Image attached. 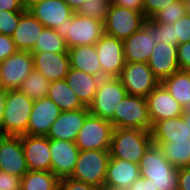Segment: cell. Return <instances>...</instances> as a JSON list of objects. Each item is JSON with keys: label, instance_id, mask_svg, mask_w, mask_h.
Returning a JSON list of instances; mask_svg holds the SVG:
<instances>
[{"label": "cell", "instance_id": "cell-42", "mask_svg": "<svg viewBox=\"0 0 190 190\" xmlns=\"http://www.w3.org/2000/svg\"><path fill=\"white\" fill-rule=\"evenodd\" d=\"M179 70L190 71V41L177 45Z\"/></svg>", "mask_w": 190, "mask_h": 190}, {"label": "cell", "instance_id": "cell-10", "mask_svg": "<svg viewBox=\"0 0 190 190\" xmlns=\"http://www.w3.org/2000/svg\"><path fill=\"white\" fill-rule=\"evenodd\" d=\"M119 78L128 95L145 98L161 83L145 62H126Z\"/></svg>", "mask_w": 190, "mask_h": 190}, {"label": "cell", "instance_id": "cell-52", "mask_svg": "<svg viewBox=\"0 0 190 190\" xmlns=\"http://www.w3.org/2000/svg\"><path fill=\"white\" fill-rule=\"evenodd\" d=\"M183 113L184 114H190V102L184 106Z\"/></svg>", "mask_w": 190, "mask_h": 190}, {"label": "cell", "instance_id": "cell-15", "mask_svg": "<svg viewBox=\"0 0 190 190\" xmlns=\"http://www.w3.org/2000/svg\"><path fill=\"white\" fill-rule=\"evenodd\" d=\"M21 141L28 170L51 171L50 139L25 134Z\"/></svg>", "mask_w": 190, "mask_h": 190}, {"label": "cell", "instance_id": "cell-6", "mask_svg": "<svg viewBox=\"0 0 190 190\" xmlns=\"http://www.w3.org/2000/svg\"><path fill=\"white\" fill-rule=\"evenodd\" d=\"M114 129L136 128L151 131L152 122L149 116L145 97L126 95L116 108L110 120Z\"/></svg>", "mask_w": 190, "mask_h": 190}, {"label": "cell", "instance_id": "cell-19", "mask_svg": "<svg viewBox=\"0 0 190 190\" xmlns=\"http://www.w3.org/2000/svg\"><path fill=\"white\" fill-rule=\"evenodd\" d=\"M44 27L56 29L74 14L64 0H42L27 9Z\"/></svg>", "mask_w": 190, "mask_h": 190}, {"label": "cell", "instance_id": "cell-7", "mask_svg": "<svg viewBox=\"0 0 190 190\" xmlns=\"http://www.w3.org/2000/svg\"><path fill=\"white\" fill-rule=\"evenodd\" d=\"M126 95L127 91L119 77L101 79L94 100L88 107L90 114L110 121Z\"/></svg>", "mask_w": 190, "mask_h": 190}, {"label": "cell", "instance_id": "cell-41", "mask_svg": "<svg viewBox=\"0 0 190 190\" xmlns=\"http://www.w3.org/2000/svg\"><path fill=\"white\" fill-rule=\"evenodd\" d=\"M17 51L18 49L16 48L12 37L0 34V63L15 54Z\"/></svg>", "mask_w": 190, "mask_h": 190}, {"label": "cell", "instance_id": "cell-31", "mask_svg": "<svg viewBox=\"0 0 190 190\" xmlns=\"http://www.w3.org/2000/svg\"><path fill=\"white\" fill-rule=\"evenodd\" d=\"M59 179L51 171L28 170L20 190H58Z\"/></svg>", "mask_w": 190, "mask_h": 190}, {"label": "cell", "instance_id": "cell-24", "mask_svg": "<svg viewBox=\"0 0 190 190\" xmlns=\"http://www.w3.org/2000/svg\"><path fill=\"white\" fill-rule=\"evenodd\" d=\"M44 26L28 10L20 17L12 37L18 51H32Z\"/></svg>", "mask_w": 190, "mask_h": 190}, {"label": "cell", "instance_id": "cell-12", "mask_svg": "<svg viewBox=\"0 0 190 190\" xmlns=\"http://www.w3.org/2000/svg\"><path fill=\"white\" fill-rule=\"evenodd\" d=\"M0 69L4 90H18L34 69L32 53L17 51L0 63Z\"/></svg>", "mask_w": 190, "mask_h": 190}, {"label": "cell", "instance_id": "cell-40", "mask_svg": "<svg viewBox=\"0 0 190 190\" xmlns=\"http://www.w3.org/2000/svg\"><path fill=\"white\" fill-rule=\"evenodd\" d=\"M58 190H99V188L68 177L59 180Z\"/></svg>", "mask_w": 190, "mask_h": 190}, {"label": "cell", "instance_id": "cell-47", "mask_svg": "<svg viewBox=\"0 0 190 190\" xmlns=\"http://www.w3.org/2000/svg\"><path fill=\"white\" fill-rule=\"evenodd\" d=\"M129 190H154L150 179L139 177L129 188Z\"/></svg>", "mask_w": 190, "mask_h": 190}, {"label": "cell", "instance_id": "cell-50", "mask_svg": "<svg viewBox=\"0 0 190 190\" xmlns=\"http://www.w3.org/2000/svg\"><path fill=\"white\" fill-rule=\"evenodd\" d=\"M23 6L27 10L31 5L35 4L36 2L42 1V0H21Z\"/></svg>", "mask_w": 190, "mask_h": 190}, {"label": "cell", "instance_id": "cell-14", "mask_svg": "<svg viewBox=\"0 0 190 190\" xmlns=\"http://www.w3.org/2000/svg\"><path fill=\"white\" fill-rule=\"evenodd\" d=\"M51 172L60 180L71 177L80 153L75 142L50 139Z\"/></svg>", "mask_w": 190, "mask_h": 190}, {"label": "cell", "instance_id": "cell-9", "mask_svg": "<svg viewBox=\"0 0 190 190\" xmlns=\"http://www.w3.org/2000/svg\"><path fill=\"white\" fill-rule=\"evenodd\" d=\"M146 18L141 11L111 4L104 25V33L124 40L137 32L145 23Z\"/></svg>", "mask_w": 190, "mask_h": 190}, {"label": "cell", "instance_id": "cell-16", "mask_svg": "<svg viewBox=\"0 0 190 190\" xmlns=\"http://www.w3.org/2000/svg\"><path fill=\"white\" fill-rule=\"evenodd\" d=\"M90 114L88 107L61 112L50 127L47 137L55 140L75 142L79 130Z\"/></svg>", "mask_w": 190, "mask_h": 190}, {"label": "cell", "instance_id": "cell-13", "mask_svg": "<svg viewBox=\"0 0 190 190\" xmlns=\"http://www.w3.org/2000/svg\"><path fill=\"white\" fill-rule=\"evenodd\" d=\"M0 171L21 178L28 172L21 136L0 135Z\"/></svg>", "mask_w": 190, "mask_h": 190}, {"label": "cell", "instance_id": "cell-44", "mask_svg": "<svg viewBox=\"0 0 190 190\" xmlns=\"http://www.w3.org/2000/svg\"><path fill=\"white\" fill-rule=\"evenodd\" d=\"M177 190H190V167L178 168Z\"/></svg>", "mask_w": 190, "mask_h": 190}, {"label": "cell", "instance_id": "cell-23", "mask_svg": "<svg viewBox=\"0 0 190 190\" xmlns=\"http://www.w3.org/2000/svg\"><path fill=\"white\" fill-rule=\"evenodd\" d=\"M155 43L148 30L142 26L128 38L123 40L124 57L126 62L147 63Z\"/></svg>", "mask_w": 190, "mask_h": 190}, {"label": "cell", "instance_id": "cell-20", "mask_svg": "<svg viewBox=\"0 0 190 190\" xmlns=\"http://www.w3.org/2000/svg\"><path fill=\"white\" fill-rule=\"evenodd\" d=\"M34 69L50 82L63 80L70 69L68 52H31Z\"/></svg>", "mask_w": 190, "mask_h": 190}, {"label": "cell", "instance_id": "cell-34", "mask_svg": "<svg viewBox=\"0 0 190 190\" xmlns=\"http://www.w3.org/2000/svg\"><path fill=\"white\" fill-rule=\"evenodd\" d=\"M110 5L111 0H86L78 7L75 13L104 23Z\"/></svg>", "mask_w": 190, "mask_h": 190}, {"label": "cell", "instance_id": "cell-26", "mask_svg": "<svg viewBox=\"0 0 190 190\" xmlns=\"http://www.w3.org/2000/svg\"><path fill=\"white\" fill-rule=\"evenodd\" d=\"M150 132L152 142H174L189 138L188 125L183 116L156 121Z\"/></svg>", "mask_w": 190, "mask_h": 190}, {"label": "cell", "instance_id": "cell-25", "mask_svg": "<svg viewBox=\"0 0 190 190\" xmlns=\"http://www.w3.org/2000/svg\"><path fill=\"white\" fill-rule=\"evenodd\" d=\"M65 80L74 91L81 104L89 107L95 97L101 78L70 68Z\"/></svg>", "mask_w": 190, "mask_h": 190}, {"label": "cell", "instance_id": "cell-4", "mask_svg": "<svg viewBox=\"0 0 190 190\" xmlns=\"http://www.w3.org/2000/svg\"><path fill=\"white\" fill-rule=\"evenodd\" d=\"M55 31L65 39L67 48L70 49L77 46L95 45L104 34V25L101 21L74 12Z\"/></svg>", "mask_w": 190, "mask_h": 190}, {"label": "cell", "instance_id": "cell-17", "mask_svg": "<svg viewBox=\"0 0 190 190\" xmlns=\"http://www.w3.org/2000/svg\"><path fill=\"white\" fill-rule=\"evenodd\" d=\"M147 108L152 125L159 120L183 116V107L160 83L147 97Z\"/></svg>", "mask_w": 190, "mask_h": 190}, {"label": "cell", "instance_id": "cell-11", "mask_svg": "<svg viewBox=\"0 0 190 190\" xmlns=\"http://www.w3.org/2000/svg\"><path fill=\"white\" fill-rule=\"evenodd\" d=\"M95 47L102 69V79L119 77L126 63L123 40L104 33Z\"/></svg>", "mask_w": 190, "mask_h": 190}, {"label": "cell", "instance_id": "cell-36", "mask_svg": "<svg viewBox=\"0 0 190 190\" xmlns=\"http://www.w3.org/2000/svg\"><path fill=\"white\" fill-rule=\"evenodd\" d=\"M153 37L154 43L163 42L174 45L173 24L158 23L153 18L146 19L143 25Z\"/></svg>", "mask_w": 190, "mask_h": 190}, {"label": "cell", "instance_id": "cell-49", "mask_svg": "<svg viewBox=\"0 0 190 190\" xmlns=\"http://www.w3.org/2000/svg\"><path fill=\"white\" fill-rule=\"evenodd\" d=\"M67 5H69L74 11L78 9V7L85 2L86 0H64Z\"/></svg>", "mask_w": 190, "mask_h": 190}, {"label": "cell", "instance_id": "cell-28", "mask_svg": "<svg viewBox=\"0 0 190 190\" xmlns=\"http://www.w3.org/2000/svg\"><path fill=\"white\" fill-rule=\"evenodd\" d=\"M48 98H50L62 112L83 108L74 91L65 79L50 82Z\"/></svg>", "mask_w": 190, "mask_h": 190}, {"label": "cell", "instance_id": "cell-21", "mask_svg": "<svg viewBox=\"0 0 190 190\" xmlns=\"http://www.w3.org/2000/svg\"><path fill=\"white\" fill-rule=\"evenodd\" d=\"M147 64L160 82L171 76L179 70L177 45L156 43Z\"/></svg>", "mask_w": 190, "mask_h": 190}, {"label": "cell", "instance_id": "cell-35", "mask_svg": "<svg viewBox=\"0 0 190 190\" xmlns=\"http://www.w3.org/2000/svg\"><path fill=\"white\" fill-rule=\"evenodd\" d=\"M188 13L187 0H177L162 8L152 18L158 23L173 24Z\"/></svg>", "mask_w": 190, "mask_h": 190}, {"label": "cell", "instance_id": "cell-32", "mask_svg": "<svg viewBox=\"0 0 190 190\" xmlns=\"http://www.w3.org/2000/svg\"><path fill=\"white\" fill-rule=\"evenodd\" d=\"M49 86L50 81L33 69L18 90L22 91L30 99L37 100L48 96Z\"/></svg>", "mask_w": 190, "mask_h": 190}, {"label": "cell", "instance_id": "cell-48", "mask_svg": "<svg viewBox=\"0 0 190 190\" xmlns=\"http://www.w3.org/2000/svg\"><path fill=\"white\" fill-rule=\"evenodd\" d=\"M6 103V90H0V135H1V125L3 120V111Z\"/></svg>", "mask_w": 190, "mask_h": 190}, {"label": "cell", "instance_id": "cell-27", "mask_svg": "<svg viewBox=\"0 0 190 190\" xmlns=\"http://www.w3.org/2000/svg\"><path fill=\"white\" fill-rule=\"evenodd\" d=\"M70 68L81 70L102 79V69L95 45L77 46L68 49Z\"/></svg>", "mask_w": 190, "mask_h": 190}, {"label": "cell", "instance_id": "cell-46", "mask_svg": "<svg viewBox=\"0 0 190 190\" xmlns=\"http://www.w3.org/2000/svg\"><path fill=\"white\" fill-rule=\"evenodd\" d=\"M0 10L27 11L21 0H0Z\"/></svg>", "mask_w": 190, "mask_h": 190}, {"label": "cell", "instance_id": "cell-3", "mask_svg": "<svg viewBox=\"0 0 190 190\" xmlns=\"http://www.w3.org/2000/svg\"><path fill=\"white\" fill-rule=\"evenodd\" d=\"M34 100L22 91H6V103L1 125V135L22 136L27 134Z\"/></svg>", "mask_w": 190, "mask_h": 190}, {"label": "cell", "instance_id": "cell-8", "mask_svg": "<svg viewBox=\"0 0 190 190\" xmlns=\"http://www.w3.org/2000/svg\"><path fill=\"white\" fill-rule=\"evenodd\" d=\"M113 130L110 121L89 114L77 134L75 144L79 150H109Z\"/></svg>", "mask_w": 190, "mask_h": 190}, {"label": "cell", "instance_id": "cell-51", "mask_svg": "<svg viewBox=\"0 0 190 190\" xmlns=\"http://www.w3.org/2000/svg\"><path fill=\"white\" fill-rule=\"evenodd\" d=\"M186 125H188L189 138H190V114H183Z\"/></svg>", "mask_w": 190, "mask_h": 190}, {"label": "cell", "instance_id": "cell-1", "mask_svg": "<svg viewBox=\"0 0 190 190\" xmlns=\"http://www.w3.org/2000/svg\"><path fill=\"white\" fill-rule=\"evenodd\" d=\"M140 177L150 179L154 190H177L178 168L164 156L159 146L151 145L139 163Z\"/></svg>", "mask_w": 190, "mask_h": 190}, {"label": "cell", "instance_id": "cell-43", "mask_svg": "<svg viewBox=\"0 0 190 190\" xmlns=\"http://www.w3.org/2000/svg\"><path fill=\"white\" fill-rule=\"evenodd\" d=\"M21 177L0 171V190H20Z\"/></svg>", "mask_w": 190, "mask_h": 190}, {"label": "cell", "instance_id": "cell-18", "mask_svg": "<svg viewBox=\"0 0 190 190\" xmlns=\"http://www.w3.org/2000/svg\"><path fill=\"white\" fill-rule=\"evenodd\" d=\"M62 111L48 97L34 100L27 134L32 136H47L53 122Z\"/></svg>", "mask_w": 190, "mask_h": 190}, {"label": "cell", "instance_id": "cell-5", "mask_svg": "<svg viewBox=\"0 0 190 190\" xmlns=\"http://www.w3.org/2000/svg\"><path fill=\"white\" fill-rule=\"evenodd\" d=\"M109 150H80L74 172L70 178L101 189L105 185Z\"/></svg>", "mask_w": 190, "mask_h": 190}, {"label": "cell", "instance_id": "cell-53", "mask_svg": "<svg viewBox=\"0 0 190 190\" xmlns=\"http://www.w3.org/2000/svg\"><path fill=\"white\" fill-rule=\"evenodd\" d=\"M99 190H129V189H124V188H110V187H103Z\"/></svg>", "mask_w": 190, "mask_h": 190}, {"label": "cell", "instance_id": "cell-29", "mask_svg": "<svg viewBox=\"0 0 190 190\" xmlns=\"http://www.w3.org/2000/svg\"><path fill=\"white\" fill-rule=\"evenodd\" d=\"M161 84L183 108L190 102V71L178 70Z\"/></svg>", "mask_w": 190, "mask_h": 190}, {"label": "cell", "instance_id": "cell-55", "mask_svg": "<svg viewBox=\"0 0 190 190\" xmlns=\"http://www.w3.org/2000/svg\"><path fill=\"white\" fill-rule=\"evenodd\" d=\"M187 4H188V13L190 14V0H187Z\"/></svg>", "mask_w": 190, "mask_h": 190}, {"label": "cell", "instance_id": "cell-45", "mask_svg": "<svg viewBox=\"0 0 190 190\" xmlns=\"http://www.w3.org/2000/svg\"><path fill=\"white\" fill-rule=\"evenodd\" d=\"M111 4L141 12H143L144 8L143 0H111Z\"/></svg>", "mask_w": 190, "mask_h": 190}, {"label": "cell", "instance_id": "cell-39", "mask_svg": "<svg viewBox=\"0 0 190 190\" xmlns=\"http://www.w3.org/2000/svg\"><path fill=\"white\" fill-rule=\"evenodd\" d=\"M143 14L146 19L152 18L162 8L168 7L171 3L177 0H143Z\"/></svg>", "mask_w": 190, "mask_h": 190}, {"label": "cell", "instance_id": "cell-30", "mask_svg": "<svg viewBox=\"0 0 190 190\" xmlns=\"http://www.w3.org/2000/svg\"><path fill=\"white\" fill-rule=\"evenodd\" d=\"M159 146L166 159L176 168L190 167V138L174 142H152Z\"/></svg>", "mask_w": 190, "mask_h": 190}, {"label": "cell", "instance_id": "cell-37", "mask_svg": "<svg viewBox=\"0 0 190 190\" xmlns=\"http://www.w3.org/2000/svg\"><path fill=\"white\" fill-rule=\"evenodd\" d=\"M25 12L0 10V34L12 36Z\"/></svg>", "mask_w": 190, "mask_h": 190}, {"label": "cell", "instance_id": "cell-22", "mask_svg": "<svg viewBox=\"0 0 190 190\" xmlns=\"http://www.w3.org/2000/svg\"><path fill=\"white\" fill-rule=\"evenodd\" d=\"M139 177L140 170L138 164L110 157L104 186L129 189Z\"/></svg>", "mask_w": 190, "mask_h": 190}, {"label": "cell", "instance_id": "cell-38", "mask_svg": "<svg viewBox=\"0 0 190 190\" xmlns=\"http://www.w3.org/2000/svg\"><path fill=\"white\" fill-rule=\"evenodd\" d=\"M174 33V45H179L190 41V14L187 13L185 16L179 18L173 23Z\"/></svg>", "mask_w": 190, "mask_h": 190}, {"label": "cell", "instance_id": "cell-2", "mask_svg": "<svg viewBox=\"0 0 190 190\" xmlns=\"http://www.w3.org/2000/svg\"><path fill=\"white\" fill-rule=\"evenodd\" d=\"M152 145L151 132L136 128L113 130L109 148L110 157L140 163L145 152Z\"/></svg>", "mask_w": 190, "mask_h": 190}, {"label": "cell", "instance_id": "cell-54", "mask_svg": "<svg viewBox=\"0 0 190 190\" xmlns=\"http://www.w3.org/2000/svg\"><path fill=\"white\" fill-rule=\"evenodd\" d=\"M0 90H4L3 81L1 78V69H0Z\"/></svg>", "mask_w": 190, "mask_h": 190}, {"label": "cell", "instance_id": "cell-33", "mask_svg": "<svg viewBox=\"0 0 190 190\" xmlns=\"http://www.w3.org/2000/svg\"><path fill=\"white\" fill-rule=\"evenodd\" d=\"M31 52L64 53L68 52V48L65 39L54 29L44 27Z\"/></svg>", "mask_w": 190, "mask_h": 190}]
</instances>
